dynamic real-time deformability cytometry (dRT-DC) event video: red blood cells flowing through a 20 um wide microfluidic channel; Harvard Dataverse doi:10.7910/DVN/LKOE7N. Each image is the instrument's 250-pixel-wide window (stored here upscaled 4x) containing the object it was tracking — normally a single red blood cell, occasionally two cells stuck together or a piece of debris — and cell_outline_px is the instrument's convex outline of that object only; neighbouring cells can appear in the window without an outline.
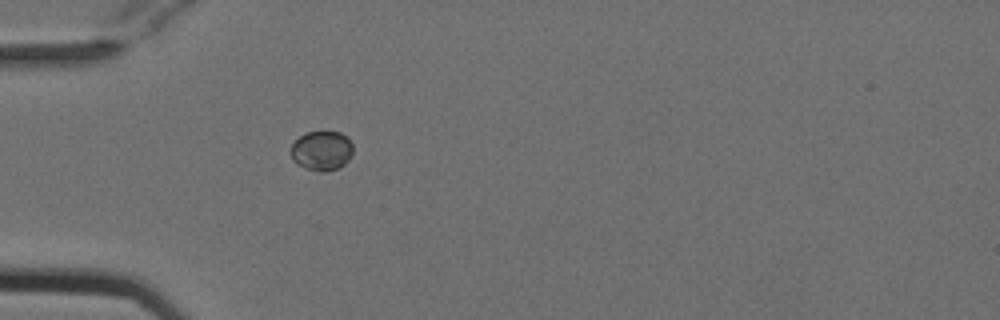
{"species": "Egyptian fruit bat (a non-hibernating species)", "species_latin": "Rousettus aegyptiacus", "temperature_condition": "cold", "stored_images_in_passage": 38, "camera_frame_rate_fps": 3000, "um_per_image_px": 0.085, "animal": {"sex": "female"}, "frame": {"image": 1, "passage_image": 1, "time_ms": 0.0, "image_size_px": [1000, 320], "cell_outline_px": [[352, 156], [340, 168], [324, 172], [320, 172], [296, 164], [292, 160], [292, 144], [304, 132], [340, 132], [352, 144]], "centroid_in_image_um": [27.35, 12.82], "position_along_channel_um": 57.7, "area_um2": 14.22}}
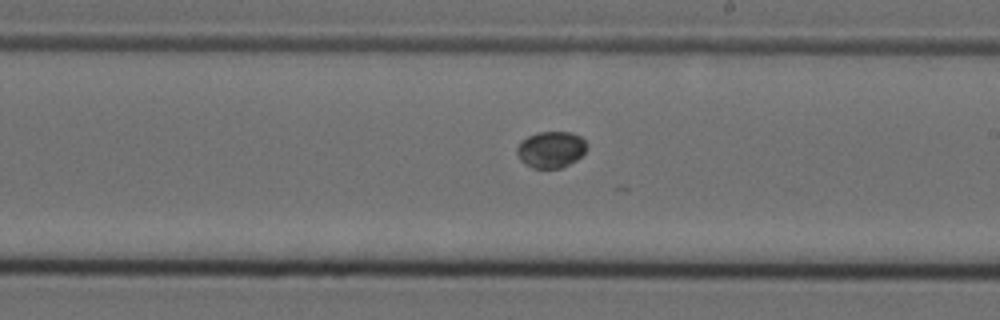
{"frame": {"image": 2, "passage_image": 16, "time_ms": 5.0, "image_size_px": [1000, 320], "cell_outline_px": [[588, 148], [576, 160], [560, 168], [532, 168], [524, 164], [520, 160], [516, 152], [516, 148], [528, 136], [536, 132], [572, 132], [580, 136], [588, 144]], "centroid_in_image_um": [46.84, 12.71], "position_along_channel_um": 242.2, "area_um2": 14.85}}
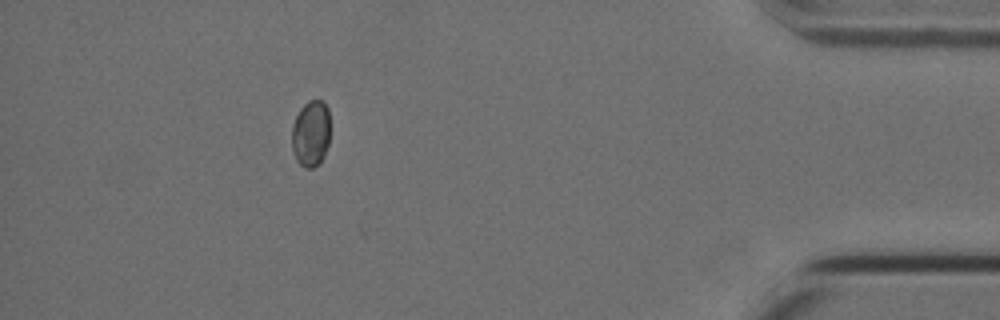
{"frame": {"image": 3, "passage_image": 33, "time_ms": 10.667, "image_size_px": [1000, 320], "cell_outline_px": [[328, 144], [324, 156], [312, 168], [304, 168], [296, 160], [292, 148], [292, 124], [300, 108], [308, 100], [324, 100], [328, 108]], "centroid_in_image_um": [26.4, 11.32], "position_along_channel_um": 408.8, "area_um2": 14.74}}